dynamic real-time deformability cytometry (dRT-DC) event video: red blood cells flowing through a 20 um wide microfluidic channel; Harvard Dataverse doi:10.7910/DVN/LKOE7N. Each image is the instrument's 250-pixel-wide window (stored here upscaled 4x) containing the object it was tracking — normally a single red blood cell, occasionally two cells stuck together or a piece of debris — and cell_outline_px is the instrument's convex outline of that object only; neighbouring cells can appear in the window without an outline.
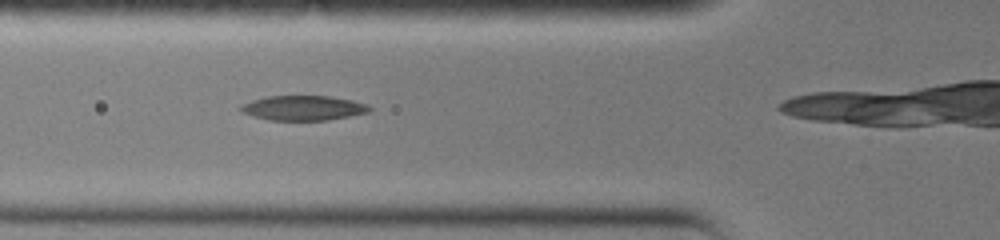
{"species": "common noctule bat (a hibernating species)", "species_latin": "Nyctalus noctula", "temperature_condition": "warm", "stored_images_in_passage": 23, "camera_frame_rate_fps": 3000, "um_per_image_px": 0.085, "animal": {"sex": "female", "body_mass_g": 19.0, "forearm_length_mm": 51.5}, "frame": {"image": 1, "passage_image": 3, "time_ms": 0.667, "image_size_px": [1000, 240], "cell_outline_px": [[372, 108], [368, 112], [328, 120], [272, 120], [256, 116], [244, 112], [240, 108], [244, 104], [252, 100], [268, 96], [328, 96], [352, 100], [368, 104]], "centroid_in_image_um": [25.84, 9.17], "position_along_channel_um": 100.0, "area_um2": 18.21}}
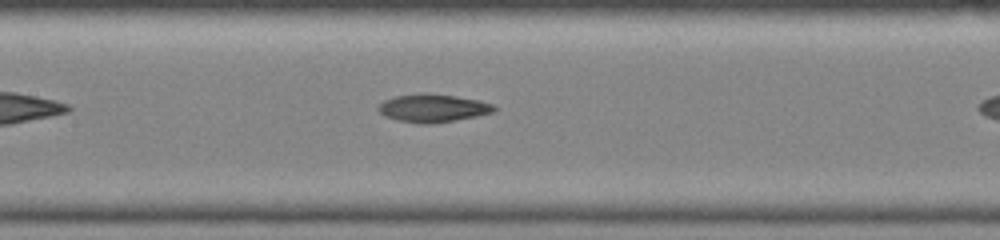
{"frame": {"image": 2, "passage_image": 7, "time_ms": 2.0, "image_size_px": [1000, 240], "cell_outline_px": [[496, 108], [492, 112], [476, 116], [428, 124], [420, 124], [400, 120], [388, 116], [380, 112], [376, 108], [384, 100], [396, 96], [416, 92], [428, 92], [456, 96], [476, 100], [492, 104]], "centroid_in_image_um": [36.76, 9.16], "position_along_channel_um": 170.6, "area_um2": 18.67}}
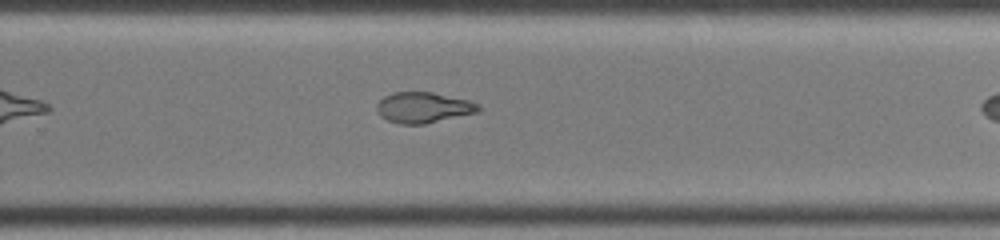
{"frame": {"image": 3, "passage_image": 14, "time_ms": 4.333, "image_size_px": [1000, 240], "cell_outline_px": [[480, 112], [424, 124], [400, 124], [388, 120], [376, 108], [376, 104], [384, 96], [392, 92], [432, 92], [468, 100], [480, 104]], "centroid_in_image_um": [36.02, 9.13], "position_along_channel_um": 293.8, "area_um2": 18.09}}